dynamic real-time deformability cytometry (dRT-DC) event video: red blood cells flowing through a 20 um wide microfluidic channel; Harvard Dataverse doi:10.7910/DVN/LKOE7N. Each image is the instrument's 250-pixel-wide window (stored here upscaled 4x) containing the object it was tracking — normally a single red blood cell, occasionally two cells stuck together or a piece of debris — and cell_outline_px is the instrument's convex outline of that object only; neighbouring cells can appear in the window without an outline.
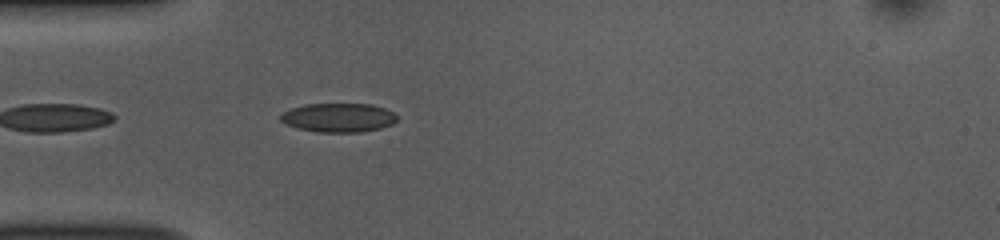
{"species": "common noctule bat (a hibernating species)", "species_latin": "Nyctalus noctula", "temperature_condition": "room temperature", "stored_images_in_passage": 40, "camera_frame_rate_fps": 3000, "um_per_image_px": 0.085, "animal": {"sex": "female", "body_mass_g": 10.0, "forearm_length_mm": 53.1}, "frame": {"image": 1, "passage_image": 3, "time_ms": 0.667, "image_size_px": [1000, 240], "cell_outline_px": [[396, 120], [392, 124], [380, 128], [360, 132], [316, 132], [296, 128], [284, 124], [280, 120], [280, 116], [284, 112], [292, 108], [304, 104], [372, 104], [384, 108], [392, 112], [396, 116]], "centroid_in_image_um": [28.73, 10.0], "position_along_channel_um": 56.3, "area_um2": 19.65}}
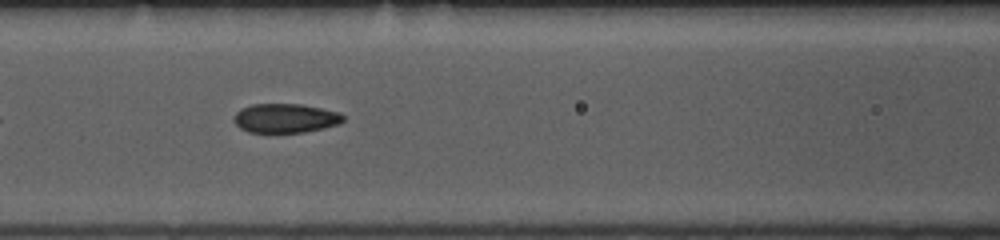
{"frame": {"image": 2, "passage_image": 10, "time_ms": 3.0, "image_size_px": [1000, 240], "cell_outline_px": [[344, 120], [340, 124], [324, 128], [304, 132], [248, 132], [240, 128], [232, 120], [236, 112], [240, 108], [252, 104], [300, 104], [340, 112], [344, 116]], "centroid_in_image_um": [24.25, 10.04], "position_along_channel_um": 142.4, "area_um2": 18.67}}
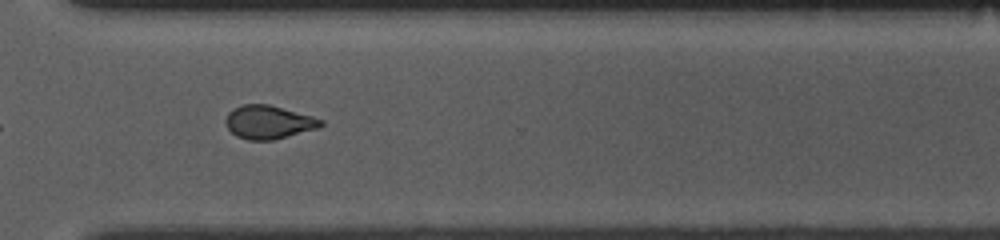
{"frame": {"image": 3, "passage_image": 26, "time_ms": 8.333, "image_size_px": [1000, 240], "cell_outline_px": [[324, 124], [316, 128], [272, 140], [248, 140], [236, 136], [224, 124], [224, 120], [228, 112], [232, 108], [244, 104], [268, 104], [312, 116], [324, 120]], "centroid_in_image_um": [22.78, 10.37], "position_along_channel_um": 347.8, "area_um2": 18.44}, "authors_computed_cell_mechanics": {"area_um2": 18.8717, "velocity_mm_per_s": 3.8677, "shape_relaxation_time_tau1_ms": 8.7364, "shape_relaxation_time_tau2_ms": 1.9819, "deformation_change_tau1": 0.1815, "deformation_change_tau2": 0.0729}}